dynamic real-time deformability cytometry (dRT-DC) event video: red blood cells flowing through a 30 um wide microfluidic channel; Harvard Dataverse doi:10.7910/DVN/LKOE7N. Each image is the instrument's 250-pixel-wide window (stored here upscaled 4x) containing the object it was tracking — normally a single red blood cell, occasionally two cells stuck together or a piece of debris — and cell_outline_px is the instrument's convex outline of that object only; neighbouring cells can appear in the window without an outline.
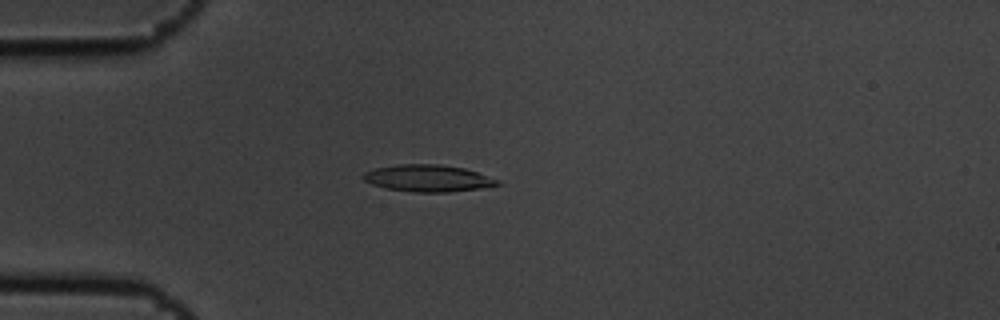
{"species": "common noctule bat (a hibernating species)", "species_latin": "Nyctalus noctula", "temperature_condition": "cold", "stored_images_in_passage": 5, "camera_frame_rate_fps": 3000, "um_per_image_px": 0.085, "animal": {"sex": "male", "body_mass_g": 19.5, "forearm_length_mm": 54.6}, "frame": {"image": 1, "passage_image": 5, "time_ms": 1.333, "image_size_px": [1000, 320], "cell_outline_px": [[504, 184], [480, 188], [448, 192], [412, 192], [384, 188], [372, 184], [364, 180], [360, 176], [364, 172], [376, 168], [400, 164], [440, 164], [464, 168], [476, 172], [496, 180]], "centroid_in_image_um": [36.33, 15.15], "position_along_channel_um": 48.7, "area_um2": 20.92}}